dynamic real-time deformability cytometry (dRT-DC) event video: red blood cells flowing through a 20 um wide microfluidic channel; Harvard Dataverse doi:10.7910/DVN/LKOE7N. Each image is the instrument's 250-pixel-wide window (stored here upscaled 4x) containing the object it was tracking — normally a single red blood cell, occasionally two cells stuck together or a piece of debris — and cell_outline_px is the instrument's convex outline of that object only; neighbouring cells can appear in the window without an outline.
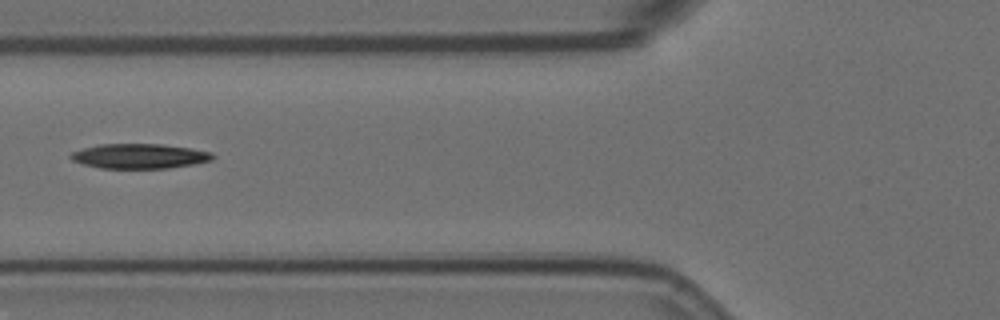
{"species": "Egyptian fruit bat (a non-hibernating species)", "species_latin": "Rousettus aegyptiacus", "temperature_condition": "room temperature", "stored_images_in_passage": 2, "camera_frame_rate_fps": 3000, "um_per_image_px": 0.085, "animal": {"sex": "female"}, "frame": {"image": 1, "passage_image": 2, "time_ms": 0.333, "image_size_px": [1000, 320], "cell_outline_px": [[216, 156], [212, 160], [196, 164], [168, 168], [100, 168], [84, 164], [72, 160], [68, 156], [72, 152], [84, 148], [100, 144], [164, 144], [192, 148], [212, 152]], "centroid_in_image_um": [11.91, 13.27], "position_along_channel_um": 113.9, "area_um2": 20.63}}